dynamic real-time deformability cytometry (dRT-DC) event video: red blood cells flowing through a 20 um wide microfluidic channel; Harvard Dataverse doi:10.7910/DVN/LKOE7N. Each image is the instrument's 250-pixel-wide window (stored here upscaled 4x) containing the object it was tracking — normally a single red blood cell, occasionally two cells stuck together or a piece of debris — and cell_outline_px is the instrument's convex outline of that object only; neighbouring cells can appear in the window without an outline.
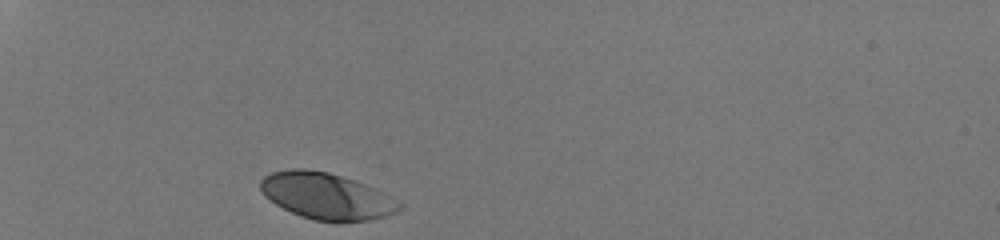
{"species": "human", "species_latin": "Homo sapiens", "temperature_condition": "room temperature", "stored_images_in_passage": 28, "camera_frame_rate_fps": 3000, "um_per_image_px": 0.085, "donor": {"sex": "male"}, "frame": {"image": 1, "passage_image": 1, "time_ms": 0.0, "image_size_px": [1000, 240], "cell_outline_px": [[404, 208], [396, 212], [384, 216], [368, 220], [340, 224], [312, 220], [300, 216], [276, 204], [264, 196], [260, 188], [260, 180], [264, 176], [272, 172], [292, 168], [304, 168], [328, 172], [376, 188], [384, 192], [404, 204]], "centroid_in_image_um": [27.77, 16.69], "position_along_channel_um": 57.2, "area_um2": 38.09}}
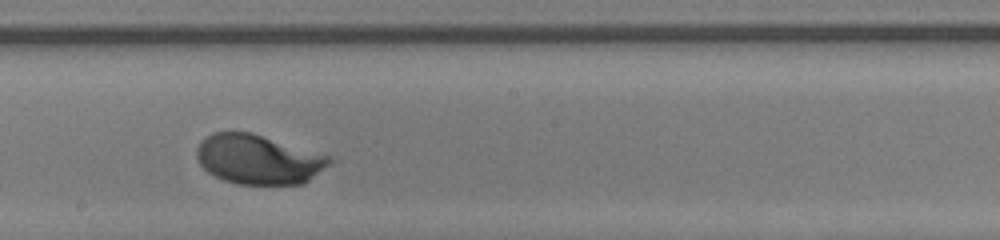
{"frame": {"image": 2, "passage_image": 16, "time_ms": 5.0, "image_size_px": [1000, 240], "cell_outline_px": [[332, 160], [328, 164], [304, 184], [236, 184], [224, 180], [208, 172], [200, 164], [196, 156], [196, 148], [200, 140], [212, 132], [252, 132], [332, 156]], "centroid_in_image_um": [21.93, 13.53], "position_along_channel_um": 226.3, "area_um2": 38.38}}
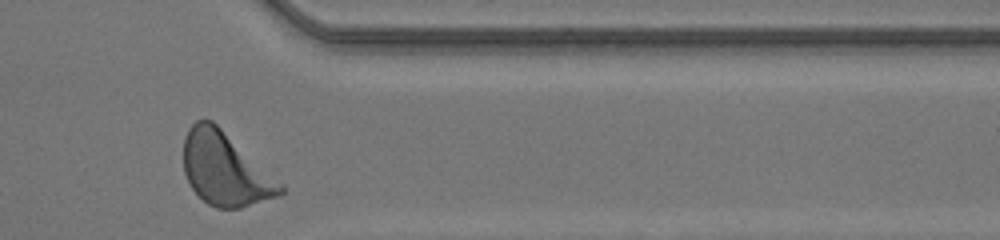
{"frame": {"image": 3, "passage_image": 28, "time_ms": 9.0, "image_size_px": [1000, 240], "cell_outline_px": [[284, 192], [280, 196], [240, 208], [216, 208], [208, 204], [188, 184], [184, 172], [184, 136], [188, 128], [196, 120], [212, 120], [280, 184], [284, 188]], "centroid_in_image_um": [19.08, 14.39], "position_along_channel_um": 392.3, "area_um2": 40.23}, "authors_computed_cell_mechanics": {"area_um2": 38.2058, "velocity_mm_per_s": 4.1905, "shape_relaxation_time_tau1_ms": 1.4021, "shape_relaxation_time_tau2_ms": null, "deformation_change_tau1": 0.1256, "deformation_change_tau2": null}}